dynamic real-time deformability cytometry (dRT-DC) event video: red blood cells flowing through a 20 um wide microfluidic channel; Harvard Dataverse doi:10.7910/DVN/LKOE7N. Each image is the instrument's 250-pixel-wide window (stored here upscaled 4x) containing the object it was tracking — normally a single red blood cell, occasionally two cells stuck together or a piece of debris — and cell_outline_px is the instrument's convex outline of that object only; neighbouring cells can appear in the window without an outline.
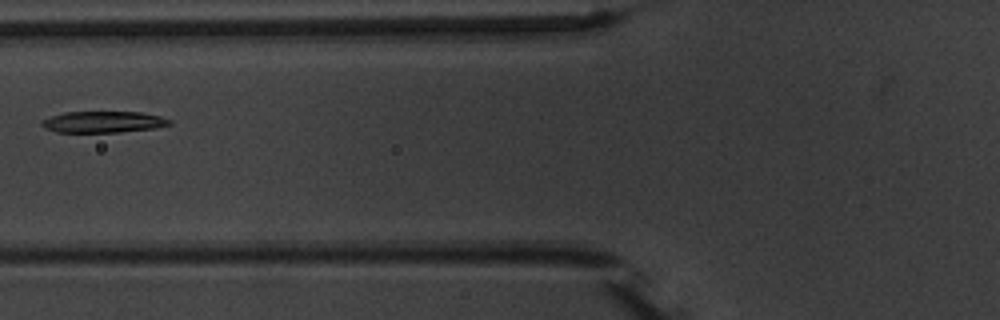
{"species": "common noctule bat (a hibernating species)", "species_latin": "Nyctalus noctula", "temperature_condition": "warm", "stored_images_in_passage": 4, "camera_frame_rate_fps": 3000, "um_per_image_px": 0.085, "animal": {"sex": "male", "body_mass_g": 20.1, "forearm_length_mm": 53.5}, "frame": {"image": 1, "passage_image": 3, "time_ms": 2.333, "image_size_px": [1000, 320], "cell_outline_px": [[172, 124], [156, 128], [120, 132], [56, 132], [44, 128], [40, 124], [40, 120], [64, 112], [140, 112], [160, 116], [172, 120]], "centroid_in_image_um": [8.77, 10.37], "position_along_channel_um": 117.0, "area_um2": 16.01}}
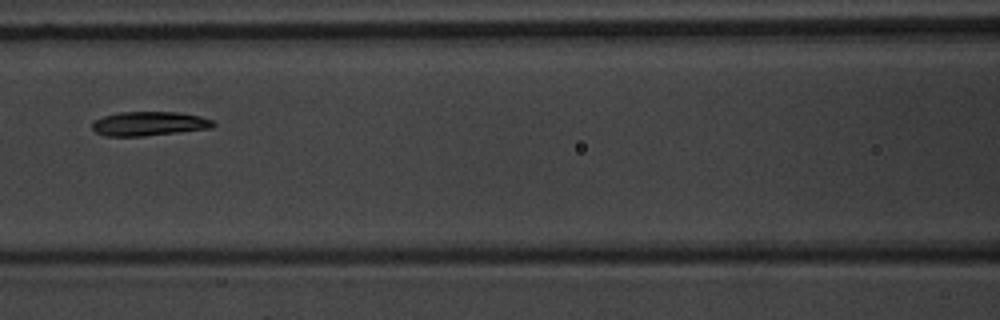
{"frame": {"image": 2, "passage_image": 4, "time_ms": 3.333, "image_size_px": [1000, 320], "cell_outline_px": [[216, 124], [212, 128], [144, 136], [104, 136], [96, 132], [92, 128], [92, 120], [104, 116], [120, 112], [180, 112], [200, 116], [212, 120]], "centroid_in_image_um": [12.66, 10.51], "position_along_channel_um": 153.9, "area_um2": 17.11}}